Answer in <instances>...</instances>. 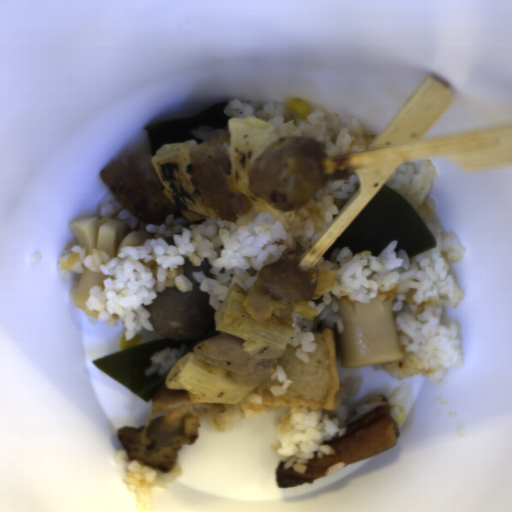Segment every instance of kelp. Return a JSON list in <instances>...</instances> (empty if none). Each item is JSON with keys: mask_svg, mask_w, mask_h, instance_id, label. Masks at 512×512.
I'll use <instances>...</instances> for the list:
<instances>
[{"mask_svg": "<svg viewBox=\"0 0 512 512\" xmlns=\"http://www.w3.org/2000/svg\"><path fill=\"white\" fill-rule=\"evenodd\" d=\"M392 240H397L394 250H404L409 258L438 246L418 212L383 183L321 257L329 260L333 250L342 247H349L353 256L370 250L372 257H379Z\"/></svg>", "mask_w": 512, "mask_h": 512, "instance_id": "1", "label": "kelp"}, {"mask_svg": "<svg viewBox=\"0 0 512 512\" xmlns=\"http://www.w3.org/2000/svg\"><path fill=\"white\" fill-rule=\"evenodd\" d=\"M219 334L214 327L201 338L194 340H172L166 337L113 352L91 362L96 368L123 385L140 399L153 404L154 396L164 386L166 387L167 374L164 376H161L159 372L154 375L145 374V370L152 366L149 355L155 351H162L166 347L178 350L182 344L187 345V355L193 352L194 346Z\"/></svg>", "mask_w": 512, "mask_h": 512, "instance_id": "2", "label": "kelp"}, {"mask_svg": "<svg viewBox=\"0 0 512 512\" xmlns=\"http://www.w3.org/2000/svg\"><path fill=\"white\" fill-rule=\"evenodd\" d=\"M227 103L184 117L153 122L146 126L143 129L148 137L151 153H155L162 145L179 141L195 140L198 146L202 139L193 135L191 133L192 130H198L203 127L229 130L228 120L230 118L223 112Z\"/></svg>", "mask_w": 512, "mask_h": 512, "instance_id": "3", "label": "kelp"}]
</instances>
